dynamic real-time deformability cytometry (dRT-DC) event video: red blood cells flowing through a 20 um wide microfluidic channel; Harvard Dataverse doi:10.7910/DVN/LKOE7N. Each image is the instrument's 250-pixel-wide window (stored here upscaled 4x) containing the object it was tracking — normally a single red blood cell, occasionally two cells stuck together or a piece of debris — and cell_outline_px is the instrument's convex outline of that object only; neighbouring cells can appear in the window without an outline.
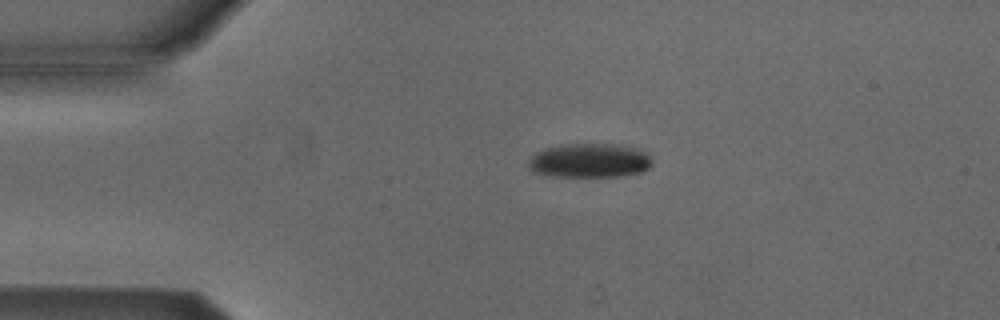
{"species": "Egyptian fruit bat (a non-hibernating species)", "species_latin": "Rousettus aegyptiacus", "temperature_condition": "cold", "stored_images_in_passage": 44, "camera_frame_rate_fps": 3000, "um_per_image_px": 0.085, "animal": {"sex": "male"}, "frame": {"image": 1, "passage_image": 2, "time_ms": 0.333, "image_size_px": [1000, 320], "cell_outline_px": [[652, 164], [648, 168], [640, 172], [620, 176], [552, 176], [532, 172], [528, 168], [528, 160], [536, 152], [544, 148], [560, 144], [616, 144], [636, 148], [648, 152], [652, 160]], "centroid_in_image_um": [50.1, 13.64], "position_along_channel_um": 34.9, "area_um2": 24.85}}
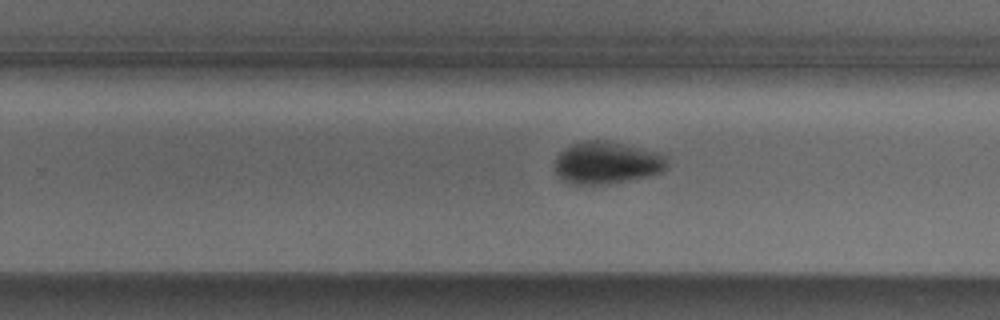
{"frame": {"image": 2, "passage_image": 24, "time_ms": 7.667, "image_size_px": [1000, 320], "cell_outline_px": [[664, 168], [660, 172], [648, 176], [600, 184], [572, 184], [564, 180], [556, 172], [556, 156], [564, 148], [572, 144], [584, 140], [604, 140], [664, 152]], "centroid_in_image_um": [51.56, 13.8], "position_along_channel_um": 278.2, "area_um2": 27.28}}
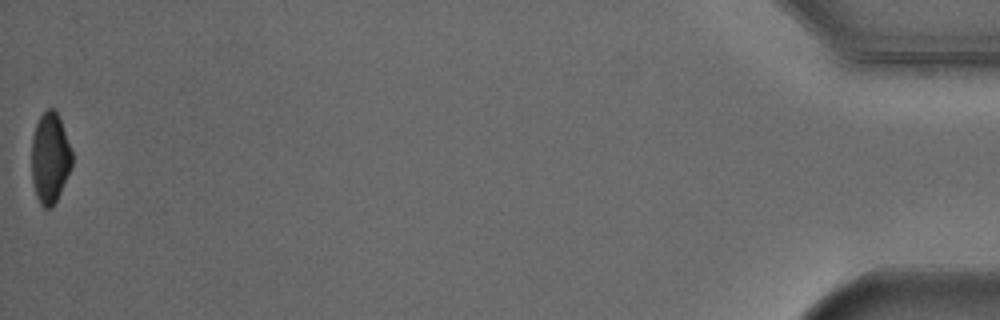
{"frame": {"image": 3, "passage_image": 44, "time_ms": 14.333, "image_size_px": [1000, 320], "cell_outline_px": [[72, 168], [52, 208], [44, 208], [40, 204], [36, 196], [32, 180], [32, 136], [36, 124], [40, 116], [48, 108], [52, 108], [56, 112], [60, 120], [72, 152]], "centroid_in_image_um": [4.24, 13.45], "position_along_channel_um": 431.0, "area_um2": 21.21}, "authors_computed_cell_mechanics": {"area_um2": 26.0389, "velocity_mm_per_s": 3.8467, "shape_relaxation_time_tau1_ms": 3.4318, "shape_relaxation_time_tau2_ms": null, "deformation_change_tau1": 0.1311, "deformation_change_tau2": null}}